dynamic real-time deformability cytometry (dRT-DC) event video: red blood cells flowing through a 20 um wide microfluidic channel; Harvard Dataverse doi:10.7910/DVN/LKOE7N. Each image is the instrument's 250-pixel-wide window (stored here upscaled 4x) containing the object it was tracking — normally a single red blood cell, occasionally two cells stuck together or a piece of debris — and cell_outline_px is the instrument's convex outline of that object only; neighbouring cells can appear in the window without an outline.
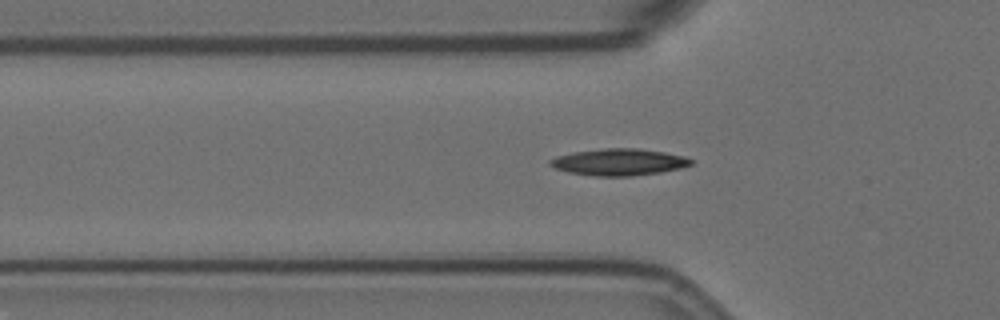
{"species": "Egyptian fruit bat (a non-hibernating species)", "species_latin": "Rousettus aegyptiacus", "temperature_condition": "room temperature", "stored_images_in_passage": 42, "camera_frame_rate_fps": 3000, "um_per_image_px": 0.085, "animal": {"sex": "female"}, "frame": {"image": 1, "passage_image": 9, "time_ms": 2.667, "image_size_px": [1000, 320], "cell_outline_px": [[692, 164], [680, 168], [660, 172], [632, 176], [596, 176], [568, 172], [556, 168], [548, 164], [548, 160], [556, 156], [572, 152], [604, 148], [640, 148], [664, 152], [684, 156], [692, 160]], "centroid_in_image_um": [52.58, 13.77], "position_along_channel_um": 73.2, "area_um2": 21.96}}
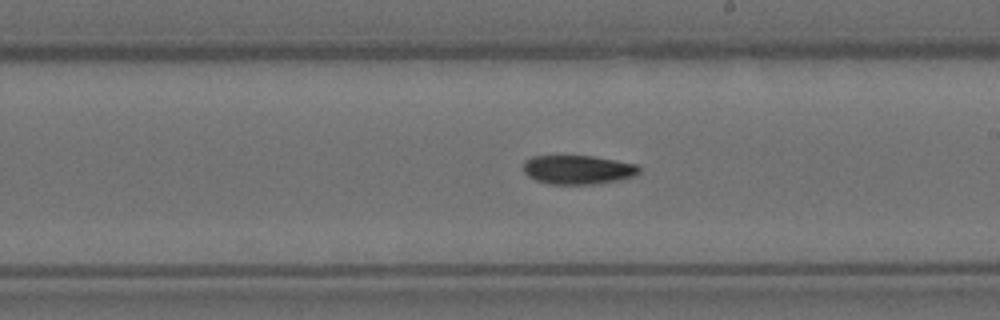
{"frame": {"image": 2, "passage_image": 23, "time_ms": 7.333, "image_size_px": [1000, 320], "cell_outline_px": [[640, 172], [636, 176], [620, 180], [600, 184], [548, 184], [536, 180], [528, 176], [524, 172], [524, 160], [532, 156], [592, 156], [616, 160], [636, 164], [640, 168]], "centroid_in_image_um": [49.15, 14.43], "position_along_channel_um": 239.9, "area_um2": 19.77}}
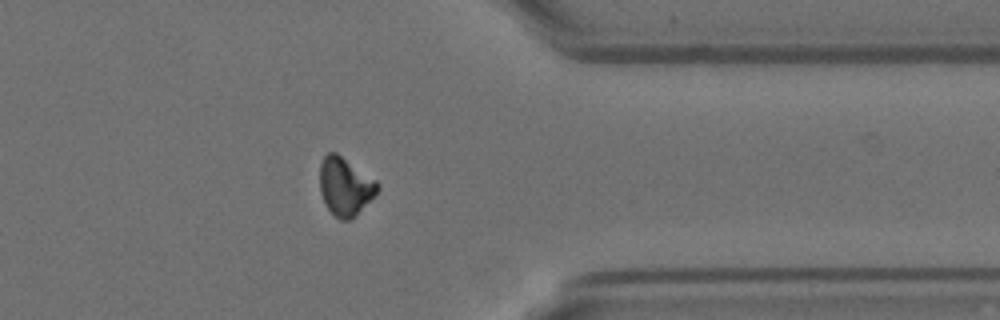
{"frame": {"image": 3, "passage_image": 36, "time_ms": 11.667, "image_size_px": [1000, 320], "cell_outline_px": [[380, 188], [356, 216], [348, 220], [340, 220], [328, 208], [320, 192], [320, 164], [324, 156], [328, 152], [336, 152], [376, 180], [380, 184]], "centroid_in_image_um": [29.34, 15.84], "position_along_channel_um": 382.1, "area_um2": 19.36}, "authors_computed_cell_mechanics": {"area_um2": 19.7965, "velocity_mm_per_s": 3.5427, "shape_relaxation_time_tau1_ms": 6.7475, "shape_relaxation_time_tau2_ms": null, "deformation_change_tau1": 0.1763, "deformation_change_tau2": null}}